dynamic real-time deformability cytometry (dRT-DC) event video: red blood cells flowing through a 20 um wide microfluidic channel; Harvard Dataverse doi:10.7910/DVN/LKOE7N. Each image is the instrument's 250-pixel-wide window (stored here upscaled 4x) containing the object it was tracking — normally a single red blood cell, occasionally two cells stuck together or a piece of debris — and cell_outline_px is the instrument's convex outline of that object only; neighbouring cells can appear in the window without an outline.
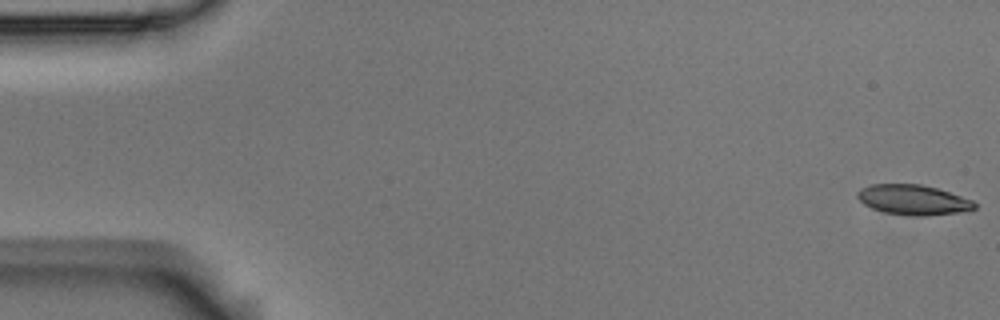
{"species": "Egyptian fruit bat (a non-hibernating species)", "species_latin": "Rousettus aegyptiacus", "temperature_condition": "room temperature", "stored_images_in_passage": 6, "camera_frame_rate_fps": 3000, "um_per_image_px": 0.085, "animal": {"sex": "male"}, "frame": {"image": 1, "passage_image": 1, "time_ms": 0.0, "image_size_px": [1000, 320], "cell_outline_px": [[976, 208], [956, 212], [924, 216], [920, 216], [884, 212], [872, 208], [864, 204], [856, 196], [856, 192], [860, 188], [872, 184], [920, 184], [936, 188], [972, 200], [976, 204]], "centroid_in_image_um": [77.56, 16.97], "position_along_channel_um": 7.4, "area_um2": 20.17}}
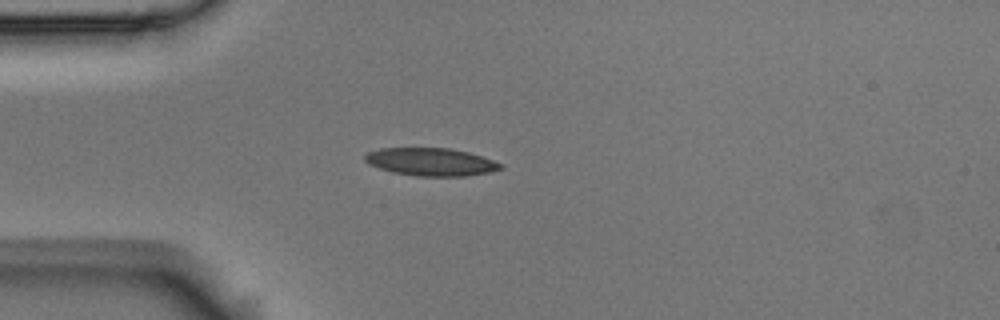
{"frame": {"image": 2, "passage_image": 5, "time_ms": 1.333, "image_size_px": [1000, 320], "cell_outline_px": [[504, 168], [488, 172], [464, 176], [416, 176], [392, 172], [368, 164], [364, 160], [364, 156], [368, 152], [380, 148], [448, 148], [468, 152], [504, 164]], "centroid_in_image_um": [36.61, 13.76], "position_along_channel_um": 48.4, "area_um2": 21.91}}